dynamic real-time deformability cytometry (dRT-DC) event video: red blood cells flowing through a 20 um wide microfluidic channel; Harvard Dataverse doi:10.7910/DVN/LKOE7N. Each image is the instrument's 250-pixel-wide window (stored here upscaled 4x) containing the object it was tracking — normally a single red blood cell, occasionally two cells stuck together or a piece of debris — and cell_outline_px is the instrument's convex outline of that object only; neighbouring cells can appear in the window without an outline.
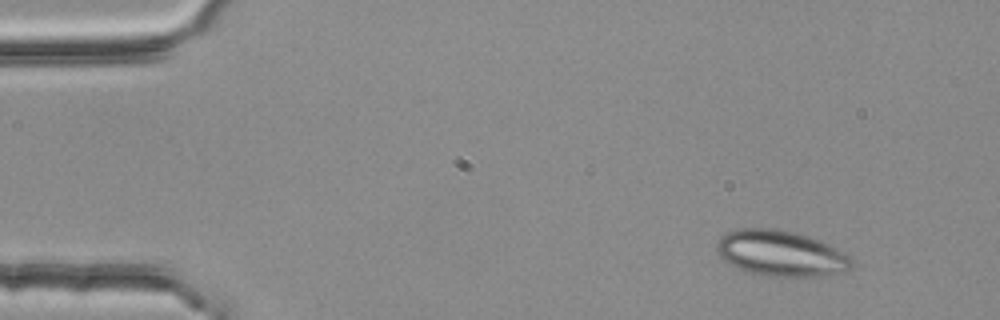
{"species": "common noctule bat (a hibernating species)", "species_latin": "Nyctalus noctula", "temperature_condition": "room temperature", "stored_images_in_passage": 4, "camera_frame_rate_fps": 3000, "um_per_image_px": 0.085, "animal": {"sex": "female", "body_mass_g": 25.1}, "frame": {"image": 1, "passage_image": 1, "time_ms": 0.0, "image_size_px": [1000, 320], "cell_outline_px": [[852, 268], [844, 272], [820, 276], [768, 276], [752, 272], [740, 268], [724, 260], [716, 252], [716, 244], [720, 236], [724, 232], [740, 228], [780, 228], [800, 232], [820, 240], [836, 248], [848, 256], [852, 260]], "centroid_in_image_um": [66.37, 21.5], "position_along_channel_um": 18.6, "area_um2": 36.18}}